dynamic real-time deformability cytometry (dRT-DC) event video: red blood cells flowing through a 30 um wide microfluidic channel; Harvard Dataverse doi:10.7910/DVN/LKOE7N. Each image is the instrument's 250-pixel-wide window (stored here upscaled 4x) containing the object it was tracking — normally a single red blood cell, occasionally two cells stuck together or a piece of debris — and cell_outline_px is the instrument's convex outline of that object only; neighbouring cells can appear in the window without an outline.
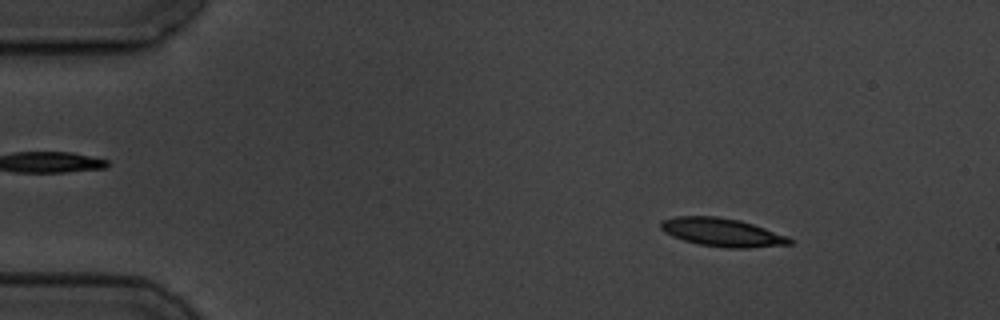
{"species": "common noctule bat (a hibernating species)", "species_latin": "Nyctalus noctula", "temperature_condition": "cold", "stored_images_in_passage": 4, "camera_frame_rate_fps": 3000, "um_per_image_px": 0.085, "animal": {"sex": "male", "body_mass_g": 19.5, "forearm_length_mm": 54.6}, "frame": {"image": 1, "passage_image": 2, "time_ms": 1.333, "image_size_px": [1000, 320], "cell_outline_px": [[792, 244], [748, 248], [728, 248], [700, 244], [684, 240], [672, 236], [664, 232], [660, 228], [660, 220], [676, 216], [716, 216], [740, 220], [788, 236], [792, 240]], "centroid_in_image_um": [61.36, 19.74], "position_along_channel_um": 23.6, "area_um2": 21.21}}
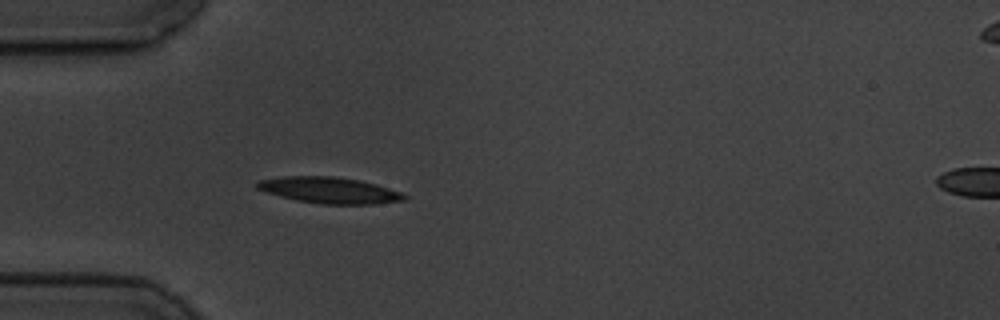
{"frame": {"image": 2, "passage_image": 4, "time_ms": 4.333, "image_size_px": [1000, 320], "cell_outline_px": [[408, 196], [404, 200], [376, 204], [324, 204], [296, 200], [264, 192], [256, 188], [256, 184], [260, 180], [284, 176], [336, 176], [360, 180], [376, 184], [400, 192]], "centroid_in_image_um": [27.99, 16.16], "position_along_channel_um": 57.0, "area_um2": 22.43}}